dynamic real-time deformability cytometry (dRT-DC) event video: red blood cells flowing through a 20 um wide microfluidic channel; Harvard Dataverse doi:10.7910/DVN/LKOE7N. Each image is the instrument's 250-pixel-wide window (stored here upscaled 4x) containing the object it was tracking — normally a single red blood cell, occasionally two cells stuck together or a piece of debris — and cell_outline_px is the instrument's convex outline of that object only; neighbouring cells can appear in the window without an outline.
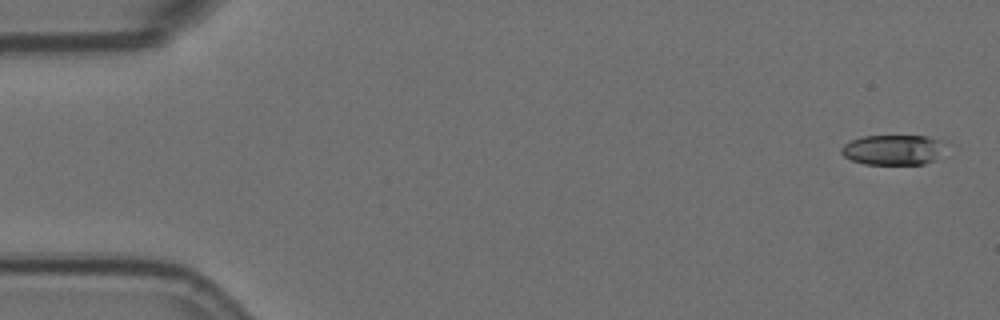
{"species": "Egyptian fruit bat (a non-hibernating species)", "species_latin": "Rousettus aegyptiacus", "temperature_condition": "room temperature", "stored_images_in_passage": 5, "camera_frame_rate_fps": 3000, "um_per_image_px": 0.085, "animal": {"sex": "female"}, "frame": {"image": 1, "passage_image": 1, "time_ms": 0.0, "image_size_px": [1000, 320], "cell_outline_px": [[952, 144], [936, 160], [924, 164], [864, 164], [852, 160], [844, 156], [840, 152], [840, 148], [844, 144], [852, 140], [864, 136], [924, 136], [948, 140]], "centroid_in_image_um": [76.06, 12.72], "position_along_channel_um": 8.9, "area_um2": 18.96}}